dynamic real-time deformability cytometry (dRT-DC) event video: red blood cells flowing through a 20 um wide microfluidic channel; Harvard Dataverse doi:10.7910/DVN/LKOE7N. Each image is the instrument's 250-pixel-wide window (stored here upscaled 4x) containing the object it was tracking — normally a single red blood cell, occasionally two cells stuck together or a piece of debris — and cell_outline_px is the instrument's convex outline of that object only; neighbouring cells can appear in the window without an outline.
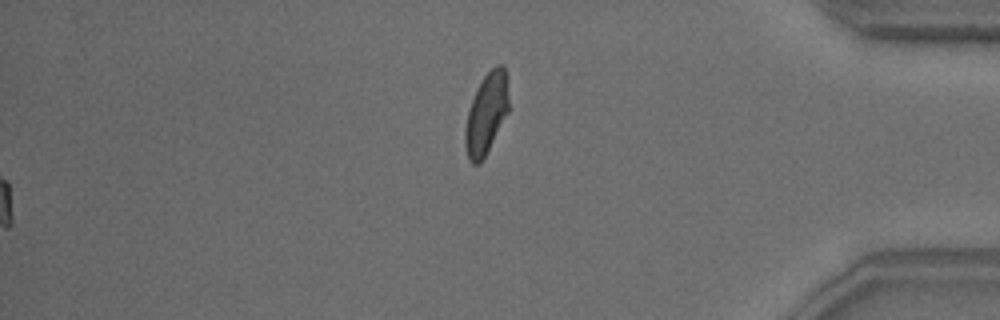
{"species": "common noctule bat (a hibernating species)", "species_latin": "Nyctalus noctula", "temperature_condition": "warm", "stored_images_in_passage": 53, "segment_of_instrument_passage": [2, 2], "camera_frame_rate_fps": 3000, "um_per_image_px": 0.085, "animal": {"sex": "male", "body_mass_g": 18.8}, "frame": {"image": 1, "passage_image": 53, "time_ms": 17.333, "image_size_px": [1000, 320], "cell_outline_px": [[508, 112], [480, 164], [472, 164], [468, 160], [464, 144], [464, 132], [468, 108], [476, 88], [484, 76], [496, 64], [504, 64], [508, 96]], "centroid_in_image_um": [41.3, 9.66], "position_along_channel_um": 393.9, "area_um2": 20.52}}